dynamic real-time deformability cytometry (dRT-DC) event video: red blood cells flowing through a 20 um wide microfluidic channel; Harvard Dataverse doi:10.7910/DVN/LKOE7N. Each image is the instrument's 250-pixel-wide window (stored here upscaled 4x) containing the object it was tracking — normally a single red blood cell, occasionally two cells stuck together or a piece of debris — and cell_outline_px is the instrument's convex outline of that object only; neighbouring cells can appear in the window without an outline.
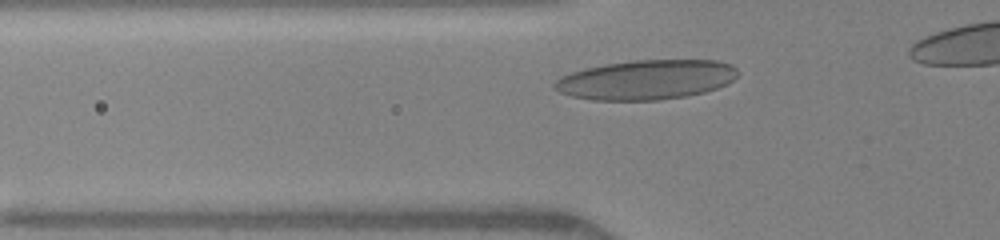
{"species": "human", "species_latin": "Homo sapiens", "temperature_condition": "warm", "stored_images_in_passage": 29, "camera_frame_rate_fps": 3000, "um_per_image_px": 0.085, "donor": {"sex": "female"}, "frame": {"image": 1, "passage_image": 2, "time_ms": 0.333, "image_size_px": [1000, 240], "cell_outline_px": [[740, 72], [728, 84], [704, 92], [684, 96], [656, 100], [592, 100], [572, 96], [560, 92], [552, 84], [560, 76], [584, 68], [604, 64], [632, 60], [716, 60], [732, 64]], "centroid_in_image_um": [54.93, 6.77], "position_along_channel_um": 70.9, "area_um2": 42.37}}
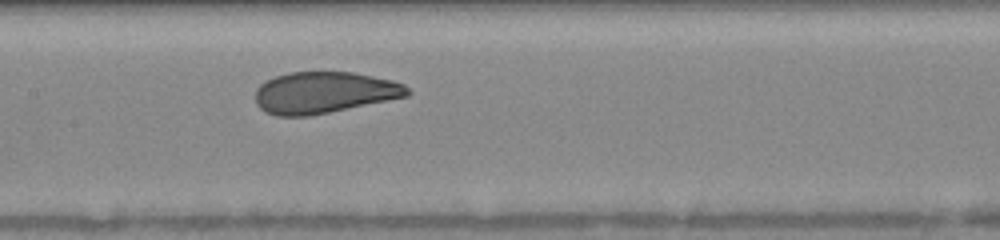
{"frame": {"image": 2, "passage_image": 10, "time_ms": 3.0, "image_size_px": [1000, 240], "cell_outline_px": [[412, 92], [408, 96], [308, 116], [276, 116], [264, 112], [256, 104], [256, 88], [260, 84], [276, 76], [288, 72], [352, 72], [392, 80], [404, 84]], "centroid_in_image_um": [27.53, 7.87], "position_along_channel_um": 179.9, "area_um2": 36.65}}
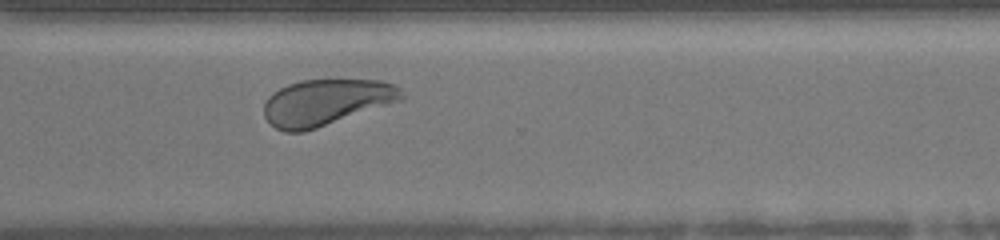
{"frame": {"image": 3, "passage_image": 22, "time_ms": 7.0, "image_size_px": [1000, 240], "cell_outline_px": [[404, 100], [304, 132], [284, 132], [276, 128], [264, 116], [264, 104], [268, 96], [272, 92], [288, 84], [300, 80], [380, 80], [396, 84], [400, 88], [404, 96]], "centroid_in_image_um": [27.74, 8.69], "position_along_channel_um": 342.9, "area_um2": 37.22}}